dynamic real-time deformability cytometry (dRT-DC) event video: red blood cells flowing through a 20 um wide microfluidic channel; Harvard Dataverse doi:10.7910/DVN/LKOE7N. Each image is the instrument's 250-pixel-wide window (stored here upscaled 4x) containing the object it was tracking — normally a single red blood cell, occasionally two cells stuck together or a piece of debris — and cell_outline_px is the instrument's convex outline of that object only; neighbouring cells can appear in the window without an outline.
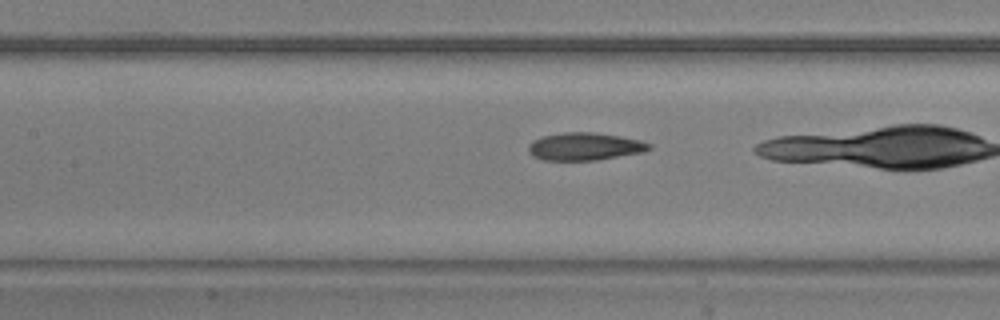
{"species": "common noctule bat (a hibernating species)", "species_latin": "Nyctalus noctula", "temperature_condition": "warm", "stored_images_in_passage": 38, "camera_frame_rate_fps": 3000, "um_per_image_px": 0.085, "animal": {"sex": "male", "body_mass_g": 20.5, "forearm_length_mm": 52.5}, "frame": {"image": 1, "passage_image": 20, "time_ms": 6.333, "image_size_px": [1000, 320], "cell_outline_px": [[652, 148], [644, 152], [596, 160], [544, 160], [532, 156], [528, 152], [528, 144], [532, 140], [544, 136], [564, 132], [592, 132], [620, 136], [640, 140], [652, 144]], "centroid_in_image_um": [49.7, 12.45], "position_along_channel_um": 157.7, "area_um2": 19.54}}
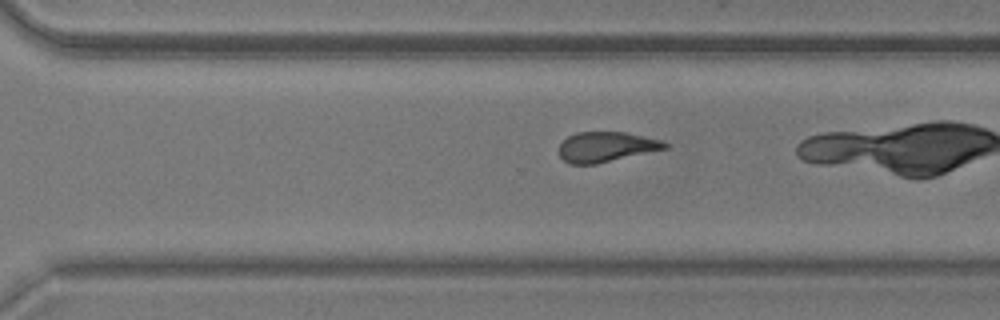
{"frame": {"image": 2, "passage_image": 33, "time_ms": 10.667, "image_size_px": [1000, 320], "cell_outline_px": [[668, 148], [596, 164], [568, 164], [560, 156], [560, 144], [568, 136], [576, 132], [624, 132], [660, 140], [668, 144]], "centroid_in_image_um": [51.5, 12.49], "position_along_channel_um": 319.1, "area_um2": 18.38}}